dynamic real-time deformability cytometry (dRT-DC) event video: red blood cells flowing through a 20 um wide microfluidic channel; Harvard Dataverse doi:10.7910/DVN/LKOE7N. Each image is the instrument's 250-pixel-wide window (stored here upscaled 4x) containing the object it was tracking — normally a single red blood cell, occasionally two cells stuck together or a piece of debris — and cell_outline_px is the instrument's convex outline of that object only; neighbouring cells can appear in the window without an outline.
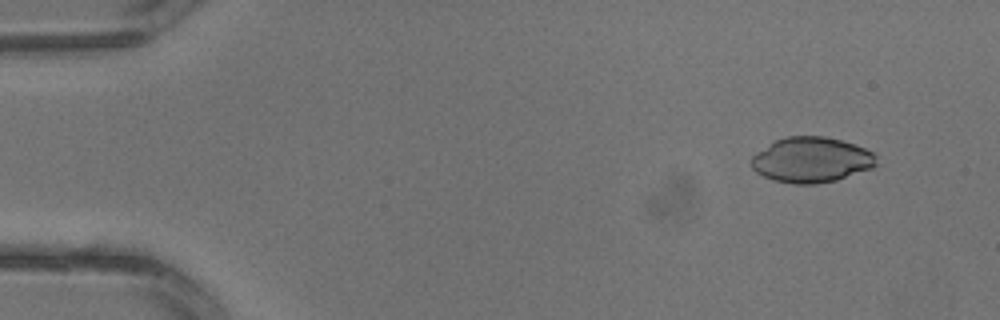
{"species": "common noctule bat (a hibernating species)", "species_latin": "Nyctalus noctula", "temperature_condition": "warm", "stored_images_in_passage": 3, "camera_frame_rate_fps": 3000, "um_per_image_px": 0.085, "animal": {"sex": "male", "body_mass_g": 13.3}, "frame": {"image": 1, "passage_image": 1, "time_ms": 0.0, "image_size_px": [1000, 320], "cell_outline_px": [[876, 164], [872, 168], [836, 180], [816, 184], [792, 184], [772, 180], [756, 172], [752, 168], [752, 156], [756, 152], [776, 140], [788, 136], [824, 136], [840, 140], [864, 148], [872, 152], [876, 156]], "centroid_in_image_um": [68.95, 13.6], "position_along_channel_um": 16.1, "area_um2": 32.89}}